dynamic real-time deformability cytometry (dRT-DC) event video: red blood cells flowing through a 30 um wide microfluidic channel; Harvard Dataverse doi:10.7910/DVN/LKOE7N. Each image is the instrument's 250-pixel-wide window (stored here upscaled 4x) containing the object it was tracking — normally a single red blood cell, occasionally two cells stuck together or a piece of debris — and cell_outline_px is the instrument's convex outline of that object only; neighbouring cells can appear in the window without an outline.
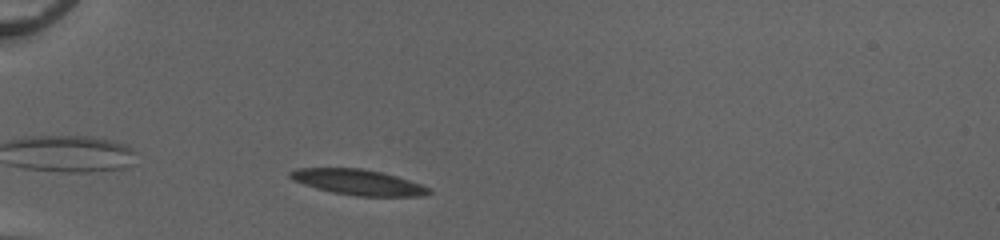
{"species": "common noctule bat (a hibernating species)", "species_latin": "Nyctalus noctula", "temperature_condition": "cold", "stored_images_in_passage": 39, "camera_frame_rate_fps": 3000, "um_per_image_px": 0.085, "animal": {"sex": "female", "body_mass_g": 20.0, "forearm_length_mm": 54.0}, "frame": {"image": 1, "passage_image": 3, "time_ms": 0.667, "image_size_px": [1000, 240], "cell_outline_px": [[432, 192], [424, 196], [356, 196], [332, 192], [316, 188], [292, 180], [288, 176], [288, 172], [296, 168], [360, 168], [380, 172], [396, 176], [432, 188]], "centroid_in_image_um": [30.43, 15.49], "position_along_channel_um": 54.6, "area_um2": 20.63}}
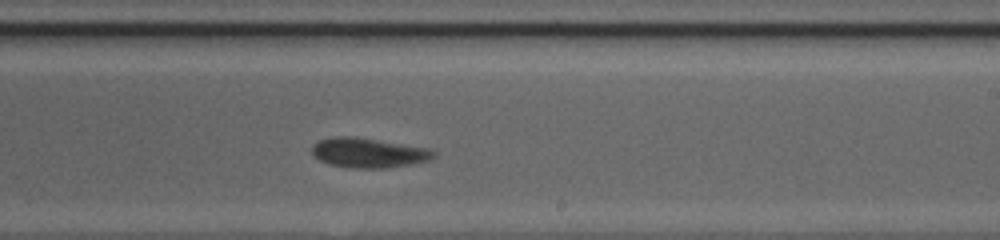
{"frame": {"image": 2, "passage_image": 20, "time_ms": 6.333, "image_size_px": [1000, 240], "cell_outline_px": [[436, 156], [432, 160], [412, 164], [388, 168], [352, 168], [328, 164], [320, 160], [312, 152], [312, 144], [320, 140], [336, 136], [352, 136], [428, 148], [436, 152]], "centroid_in_image_um": [31.35, 13.0], "position_along_channel_um": 257.6, "area_um2": 21.1}}
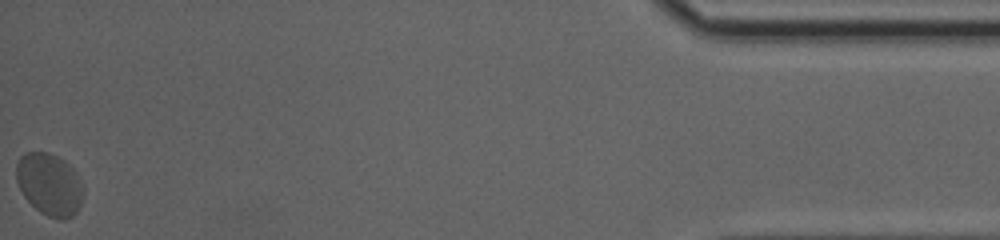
{"frame": {"image": 3, "passage_image": 39, "time_ms": 12.667, "image_size_px": [1000, 240], "cell_outline_px": [[84, 188], [80, 208], [72, 216], [64, 220], [60, 220], [48, 216], [40, 212], [24, 196], [16, 180], [16, 164], [20, 156], [24, 152], [48, 152], [64, 160], [68, 164]], "centroid_in_image_um": [4.19, 15.68], "position_along_channel_um": 431.0, "area_um2": 24.16}, "authors_computed_cell_mechanics": {"area_um2": 21.6172, "velocity_mm_per_s": 3.9884, "shape_relaxation_time_tau1_ms": null, "shape_relaxation_time_tau2_ms": 1.2511, "deformation_change_tau1": null, "deformation_change_tau2": 0.0537}}